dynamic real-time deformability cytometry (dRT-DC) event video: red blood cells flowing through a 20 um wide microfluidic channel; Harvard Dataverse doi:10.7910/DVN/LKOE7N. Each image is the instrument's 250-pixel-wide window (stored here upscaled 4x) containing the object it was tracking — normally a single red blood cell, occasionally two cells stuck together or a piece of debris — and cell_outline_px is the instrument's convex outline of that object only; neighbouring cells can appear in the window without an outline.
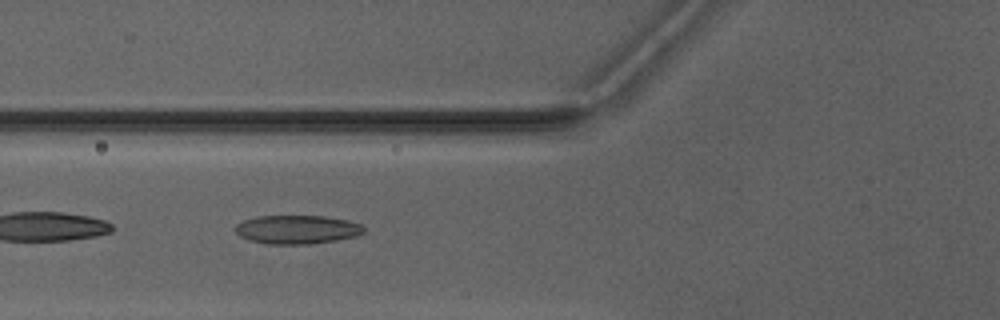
{"species": "Egyptian fruit bat (a non-hibernating species)", "species_latin": "Rousettus aegyptiacus", "temperature_condition": "warm", "stored_images_in_passage": 8, "camera_frame_rate_fps": 3000, "um_per_image_px": 0.085, "animal": {"sex": "male"}, "frame": {"image": 1, "passage_image": 5, "time_ms": 5.667, "image_size_px": [1000, 320], "cell_outline_px": [[364, 232], [356, 236], [336, 240], [308, 244], [268, 244], [248, 240], [240, 236], [236, 232], [236, 224], [244, 220], [256, 216], [324, 216], [348, 220], [360, 224], [364, 228]], "centroid_in_image_um": [25.24, 19.51], "position_along_channel_um": 100.6, "area_um2": 21.44}}
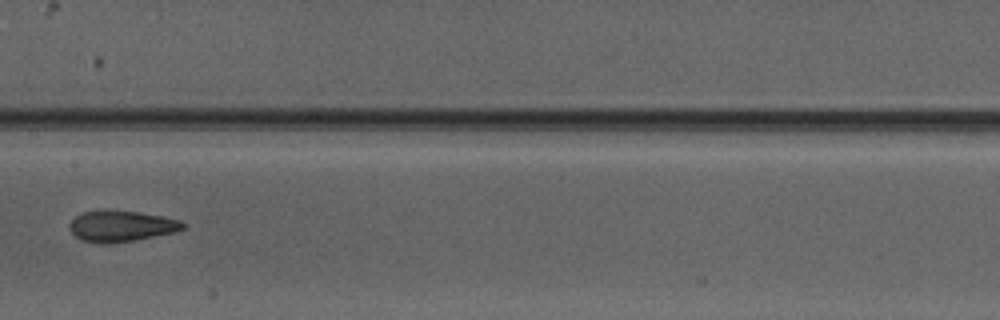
{"frame": {"image": 2, "passage_image": 7, "time_ms": 8.0, "image_size_px": [1000, 320], "cell_outline_px": [[184, 228], [176, 232], [136, 240], [80, 240], [68, 228], [68, 224], [76, 216], [84, 212], [136, 212], [160, 216], [180, 220], [184, 224]], "centroid_in_image_um": [10.36, 19.21], "position_along_channel_um": 197.0, "area_um2": 19.13}}
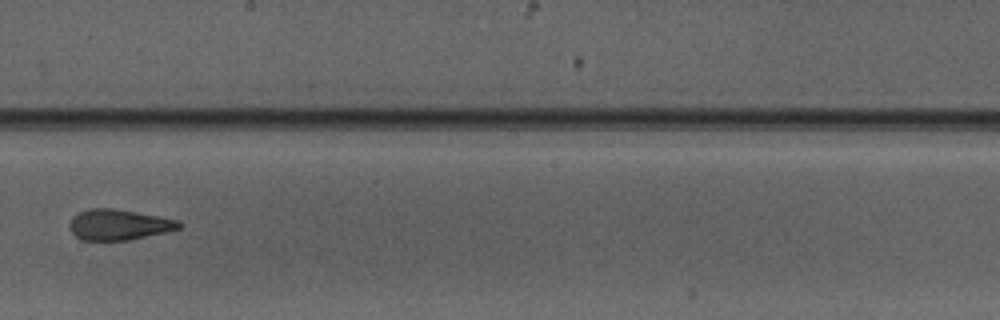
{"frame": {"image": 3, "passage_image": 8, "time_ms": 9.0, "image_size_px": [1000, 320], "cell_outline_px": [[184, 224], [180, 228], [164, 232], [128, 240], [84, 240], [76, 236], [72, 232], [68, 224], [72, 216], [88, 208], [112, 208], [160, 216], [180, 220]], "centroid_in_image_um": [10.1, 19.08], "position_along_channel_um": 238.1, "area_um2": 19.54}}